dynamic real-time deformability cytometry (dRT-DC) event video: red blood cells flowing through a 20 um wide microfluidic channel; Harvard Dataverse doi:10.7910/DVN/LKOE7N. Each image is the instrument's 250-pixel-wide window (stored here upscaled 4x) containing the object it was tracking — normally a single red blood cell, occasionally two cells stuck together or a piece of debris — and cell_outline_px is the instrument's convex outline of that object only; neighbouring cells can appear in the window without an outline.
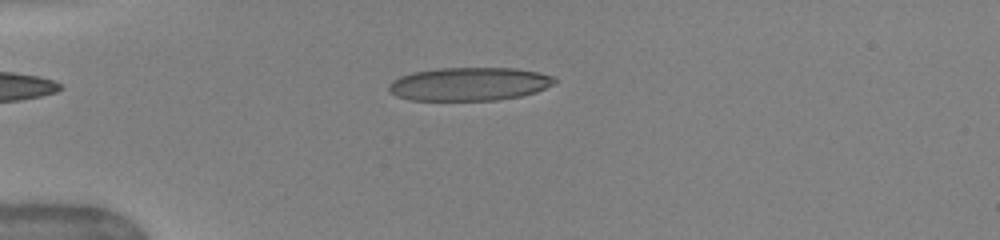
{"species": "human", "species_latin": "Homo sapiens", "temperature_condition": "warm", "stored_images_in_passage": 13, "camera_frame_rate_fps": 3000, "um_per_image_px": 0.085, "donor": {"sex": "female"}, "frame": {"image": 1, "passage_image": 10, "time_ms": 4.333, "image_size_px": [1000, 240], "cell_outline_px": [[556, 84], [536, 92], [520, 96], [496, 100], [408, 100], [396, 96], [388, 92], [388, 84], [392, 80], [400, 76], [412, 72], [436, 68], [516, 68], [540, 72], [552, 76], [556, 80]], "centroid_in_image_um": [39.87, 7.14], "position_along_channel_um": 45.1, "area_um2": 32.54}}